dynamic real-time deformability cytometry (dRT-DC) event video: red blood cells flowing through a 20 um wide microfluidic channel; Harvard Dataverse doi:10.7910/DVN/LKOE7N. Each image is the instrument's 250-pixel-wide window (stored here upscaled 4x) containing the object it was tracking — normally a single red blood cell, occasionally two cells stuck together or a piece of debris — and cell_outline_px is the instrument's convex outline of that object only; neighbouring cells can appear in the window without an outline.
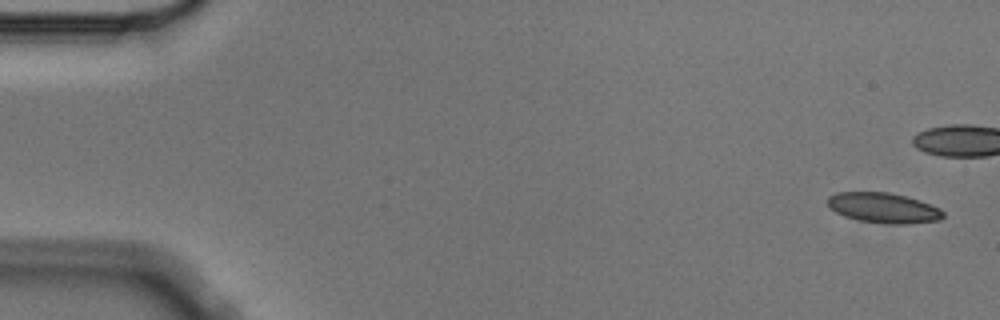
{"species": "Egyptian fruit bat (a non-hibernating species)", "species_latin": "Rousettus aegyptiacus", "temperature_condition": "cold", "stored_images_in_passage": 5, "camera_frame_rate_fps": 3000, "um_per_image_px": 0.085, "animal": {"sex": "male"}, "frame": {"image": 1, "passage_image": 1, "time_ms": 0.0, "image_size_px": [1000, 320], "cell_outline_px": [[944, 216], [940, 220], [908, 224], [888, 224], [860, 220], [844, 216], [828, 208], [828, 196], [836, 192], [888, 192], [920, 200], [940, 208], [944, 212]], "centroid_in_image_um": [75.1, 17.67], "position_along_channel_um": 9.9, "area_um2": 20.4}}
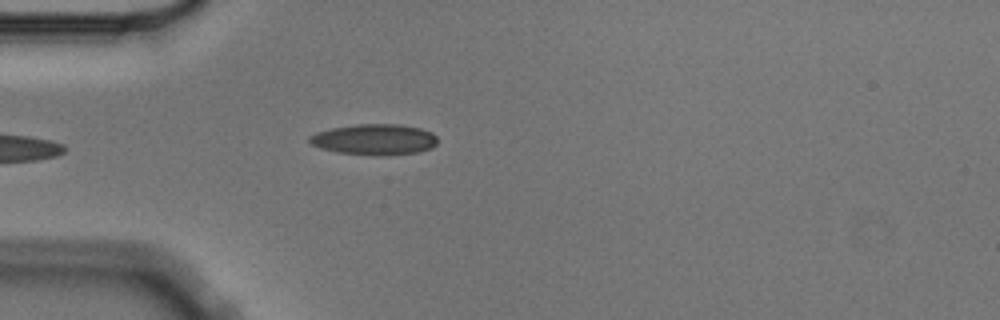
{"frame": {"image": 2, "passage_image": 5, "time_ms": 1.333, "image_size_px": [1000, 320], "cell_outline_px": [[436, 144], [432, 148], [420, 152], [380, 156], [340, 152], [320, 148], [312, 144], [308, 140], [308, 136], [316, 132], [332, 128], [356, 124], [396, 124], [420, 128], [432, 132], [436, 136]], "centroid_in_image_um": [31.84, 11.85], "position_along_channel_um": 53.2, "area_um2": 23.0}}